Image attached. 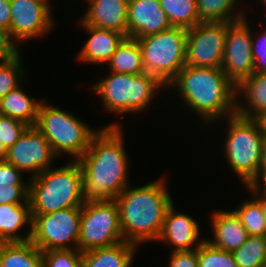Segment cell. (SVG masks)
Segmentation results:
<instances>
[{
	"instance_id": "obj_1",
	"label": "cell",
	"mask_w": 266,
	"mask_h": 267,
	"mask_svg": "<svg viewBox=\"0 0 266 267\" xmlns=\"http://www.w3.org/2000/svg\"><path fill=\"white\" fill-rule=\"evenodd\" d=\"M123 131L116 122L99 128L86 152L77 160L82 169L85 202L113 200L130 185V162Z\"/></svg>"
},
{
	"instance_id": "obj_2",
	"label": "cell",
	"mask_w": 266,
	"mask_h": 267,
	"mask_svg": "<svg viewBox=\"0 0 266 267\" xmlns=\"http://www.w3.org/2000/svg\"><path fill=\"white\" fill-rule=\"evenodd\" d=\"M204 123L212 124L236 114L237 86L221 68L185 65L167 85ZM204 119V120H203Z\"/></svg>"
},
{
	"instance_id": "obj_3",
	"label": "cell",
	"mask_w": 266,
	"mask_h": 267,
	"mask_svg": "<svg viewBox=\"0 0 266 267\" xmlns=\"http://www.w3.org/2000/svg\"><path fill=\"white\" fill-rule=\"evenodd\" d=\"M162 177L144 186H127L114 200L123 239L137 246L157 241L167 209L174 203Z\"/></svg>"
},
{
	"instance_id": "obj_4",
	"label": "cell",
	"mask_w": 266,
	"mask_h": 267,
	"mask_svg": "<svg viewBox=\"0 0 266 267\" xmlns=\"http://www.w3.org/2000/svg\"><path fill=\"white\" fill-rule=\"evenodd\" d=\"M42 171L29 180L31 214H47L82 207L84 204L82 169L77 160ZM71 161V162H70Z\"/></svg>"
},
{
	"instance_id": "obj_5",
	"label": "cell",
	"mask_w": 266,
	"mask_h": 267,
	"mask_svg": "<svg viewBox=\"0 0 266 267\" xmlns=\"http://www.w3.org/2000/svg\"><path fill=\"white\" fill-rule=\"evenodd\" d=\"M92 87L101 97L105 110L117 115L145 111L154 94L167 88L156 76L148 73L132 75L111 71L108 77Z\"/></svg>"
},
{
	"instance_id": "obj_6",
	"label": "cell",
	"mask_w": 266,
	"mask_h": 267,
	"mask_svg": "<svg viewBox=\"0 0 266 267\" xmlns=\"http://www.w3.org/2000/svg\"><path fill=\"white\" fill-rule=\"evenodd\" d=\"M67 110L47 104L45 98L38 109L36 128L49 142L58 157L65 153L78 160L88 149L92 137L99 129H91L84 121Z\"/></svg>"
},
{
	"instance_id": "obj_7",
	"label": "cell",
	"mask_w": 266,
	"mask_h": 267,
	"mask_svg": "<svg viewBox=\"0 0 266 267\" xmlns=\"http://www.w3.org/2000/svg\"><path fill=\"white\" fill-rule=\"evenodd\" d=\"M226 120L228 132L224 140V155L246 187L259 172L264 135L257 119L234 114Z\"/></svg>"
},
{
	"instance_id": "obj_8",
	"label": "cell",
	"mask_w": 266,
	"mask_h": 267,
	"mask_svg": "<svg viewBox=\"0 0 266 267\" xmlns=\"http://www.w3.org/2000/svg\"><path fill=\"white\" fill-rule=\"evenodd\" d=\"M187 33V29L171 27L136 39L145 73L156 76L167 87L185 66Z\"/></svg>"
},
{
	"instance_id": "obj_9",
	"label": "cell",
	"mask_w": 266,
	"mask_h": 267,
	"mask_svg": "<svg viewBox=\"0 0 266 267\" xmlns=\"http://www.w3.org/2000/svg\"><path fill=\"white\" fill-rule=\"evenodd\" d=\"M124 241L116 201H86L81 207L78 250L87 252Z\"/></svg>"
},
{
	"instance_id": "obj_10",
	"label": "cell",
	"mask_w": 266,
	"mask_h": 267,
	"mask_svg": "<svg viewBox=\"0 0 266 267\" xmlns=\"http://www.w3.org/2000/svg\"><path fill=\"white\" fill-rule=\"evenodd\" d=\"M31 215L32 232L30 241L41 252L59 249H78L81 207L66 208L47 214Z\"/></svg>"
},
{
	"instance_id": "obj_11",
	"label": "cell",
	"mask_w": 266,
	"mask_h": 267,
	"mask_svg": "<svg viewBox=\"0 0 266 267\" xmlns=\"http://www.w3.org/2000/svg\"><path fill=\"white\" fill-rule=\"evenodd\" d=\"M231 23H199L188 29L185 65L221 68L226 36Z\"/></svg>"
},
{
	"instance_id": "obj_12",
	"label": "cell",
	"mask_w": 266,
	"mask_h": 267,
	"mask_svg": "<svg viewBox=\"0 0 266 267\" xmlns=\"http://www.w3.org/2000/svg\"><path fill=\"white\" fill-rule=\"evenodd\" d=\"M248 22L247 17L232 22L224 46L221 69L236 86L254 73L253 32Z\"/></svg>"
},
{
	"instance_id": "obj_13",
	"label": "cell",
	"mask_w": 266,
	"mask_h": 267,
	"mask_svg": "<svg viewBox=\"0 0 266 267\" xmlns=\"http://www.w3.org/2000/svg\"><path fill=\"white\" fill-rule=\"evenodd\" d=\"M55 158L57 156L44 135L36 126H29L22 136L7 149L5 160L22 173H31L32 178L49 169Z\"/></svg>"
},
{
	"instance_id": "obj_14",
	"label": "cell",
	"mask_w": 266,
	"mask_h": 267,
	"mask_svg": "<svg viewBox=\"0 0 266 267\" xmlns=\"http://www.w3.org/2000/svg\"><path fill=\"white\" fill-rule=\"evenodd\" d=\"M51 9L39 0H10L11 40L18 46L19 42L48 34L55 22Z\"/></svg>"
},
{
	"instance_id": "obj_15",
	"label": "cell",
	"mask_w": 266,
	"mask_h": 267,
	"mask_svg": "<svg viewBox=\"0 0 266 267\" xmlns=\"http://www.w3.org/2000/svg\"><path fill=\"white\" fill-rule=\"evenodd\" d=\"M171 27L160 0H128L127 38L136 40Z\"/></svg>"
},
{
	"instance_id": "obj_16",
	"label": "cell",
	"mask_w": 266,
	"mask_h": 267,
	"mask_svg": "<svg viewBox=\"0 0 266 267\" xmlns=\"http://www.w3.org/2000/svg\"><path fill=\"white\" fill-rule=\"evenodd\" d=\"M175 209L174 203L167 209L163 228L156 242L172 245L173 251L197 249L206 240L199 237L201 233L197 221L185 213L176 212Z\"/></svg>"
},
{
	"instance_id": "obj_17",
	"label": "cell",
	"mask_w": 266,
	"mask_h": 267,
	"mask_svg": "<svg viewBox=\"0 0 266 267\" xmlns=\"http://www.w3.org/2000/svg\"><path fill=\"white\" fill-rule=\"evenodd\" d=\"M89 8L81 21L84 24L113 30L127 38L128 0H85Z\"/></svg>"
},
{
	"instance_id": "obj_18",
	"label": "cell",
	"mask_w": 266,
	"mask_h": 267,
	"mask_svg": "<svg viewBox=\"0 0 266 267\" xmlns=\"http://www.w3.org/2000/svg\"><path fill=\"white\" fill-rule=\"evenodd\" d=\"M213 238L206 239L212 246L233 252L246 242L249 236L242 225L241 219L234 210L215 211L211 215Z\"/></svg>"
},
{
	"instance_id": "obj_19",
	"label": "cell",
	"mask_w": 266,
	"mask_h": 267,
	"mask_svg": "<svg viewBox=\"0 0 266 267\" xmlns=\"http://www.w3.org/2000/svg\"><path fill=\"white\" fill-rule=\"evenodd\" d=\"M79 23L90 35L78 54L79 60L90 64H107L111 55L126 37L113 30L84 24L81 20Z\"/></svg>"
},
{
	"instance_id": "obj_20",
	"label": "cell",
	"mask_w": 266,
	"mask_h": 267,
	"mask_svg": "<svg viewBox=\"0 0 266 267\" xmlns=\"http://www.w3.org/2000/svg\"><path fill=\"white\" fill-rule=\"evenodd\" d=\"M26 225V226H25ZM27 228L25 235L17 231ZM32 232L30 203L0 204V243L28 242Z\"/></svg>"
},
{
	"instance_id": "obj_21",
	"label": "cell",
	"mask_w": 266,
	"mask_h": 267,
	"mask_svg": "<svg viewBox=\"0 0 266 267\" xmlns=\"http://www.w3.org/2000/svg\"><path fill=\"white\" fill-rule=\"evenodd\" d=\"M241 95L247 101L244 104L239 99ZM265 112L266 74L254 72L237 85L236 114L249 119H257Z\"/></svg>"
},
{
	"instance_id": "obj_22",
	"label": "cell",
	"mask_w": 266,
	"mask_h": 267,
	"mask_svg": "<svg viewBox=\"0 0 266 267\" xmlns=\"http://www.w3.org/2000/svg\"><path fill=\"white\" fill-rule=\"evenodd\" d=\"M137 247L122 241L110 247L82 252V267H130Z\"/></svg>"
},
{
	"instance_id": "obj_23",
	"label": "cell",
	"mask_w": 266,
	"mask_h": 267,
	"mask_svg": "<svg viewBox=\"0 0 266 267\" xmlns=\"http://www.w3.org/2000/svg\"><path fill=\"white\" fill-rule=\"evenodd\" d=\"M26 93L19 85L1 98L0 114L20 120L28 126H35L38 119V109L43 98L36 100Z\"/></svg>"
},
{
	"instance_id": "obj_24",
	"label": "cell",
	"mask_w": 266,
	"mask_h": 267,
	"mask_svg": "<svg viewBox=\"0 0 266 267\" xmlns=\"http://www.w3.org/2000/svg\"><path fill=\"white\" fill-rule=\"evenodd\" d=\"M0 267H43L42 252L31 241L0 243Z\"/></svg>"
},
{
	"instance_id": "obj_25",
	"label": "cell",
	"mask_w": 266,
	"mask_h": 267,
	"mask_svg": "<svg viewBox=\"0 0 266 267\" xmlns=\"http://www.w3.org/2000/svg\"><path fill=\"white\" fill-rule=\"evenodd\" d=\"M111 72L138 75L145 73L137 40L125 38L107 62Z\"/></svg>"
},
{
	"instance_id": "obj_26",
	"label": "cell",
	"mask_w": 266,
	"mask_h": 267,
	"mask_svg": "<svg viewBox=\"0 0 266 267\" xmlns=\"http://www.w3.org/2000/svg\"><path fill=\"white\" fill-rule=\"evenodd\" d=\"M235 3L238 0H196L198 20L200 23H223L245 18L244 12H233Z\"/></svg>"
},
{
	"instance_id": "obj_27",
	"label": "cell",
	"mask_w": 266,
	"mask_h": 267,
	"mask_svg": "<svg viewBox=\"0 0 266 267\" xmlns=\"http://www.w3.org/2000/svg\"><path fill=\"white\" fill-rule=\"evenodd\" d=\"M172 27L191 29L199 24L196 0H160Z\"/></svg>"
},
{
	"instance_id": "obj_28",
	"label": "cell",
	"mask_w": 266,
	"mask_h": 267,
	"mask_svg": "<svg viewBox=\"0 0 266 267\" xmlns=\"http://www.w3.org/2000/svg\"><path fill=\"white\" fill-rule=\"evenodd\" d=\"M237 267L266 265V236H248L246 242L232 252Z\"/></svg>"
},
{
	"instance_id": "obj_29",
	"label": "cell",
	"mask_w": 266,
	"mask_h": 267,
	"mask_svg": "<svg viewBox=\"0 0 266 267\" xmlns=\"http://www.w3.org/2000/svg\"><path fill=\"white\" fill-rule=\"evenodd\" d=\"M242 202L234 211L241 219L242 225L249 236H266V224L261 203L252 196Z\"/></svg>"
},
{
	"instance_id": "obj_30",
	"label": "cell",
	"mask_w": 266,
	"mask_h": 267,
	"mask_svg": "<svg viewBox=\"0 0 266 267\" xmlns=\"http://www.w3.org/2000/svg\"><path fill=\"white\" fill-rule=\"evenodd\" d=\"M20 51L9 61L0 63V99L16 89L25 76Z\"/></svg>"
},
{
	"instance_id": "obj_31",
	"label": "cell",
	"mask_w": 266,
	"mask_h": 267,
	"mask_svg": "<svg viewBox=\"0 0 266 267\" xmlns=\"http://www.w3.org/2000/svg\"><path fill=\"white\" fill-rule=\"evenodd\" d=\"M199 267H237L232 252L218 249L208 241L197 248Z\"/></svg>"
},
{
	"instance_id": "obj_32",
	"label": "cell",
	"mask_w": 266,
	"mask_h": 267,
	"mask_svg": "<svg viewBox=\"0 0 266 267\" xmlns=\"http://www.w3.org/2000/svg\"><path fill=\"white\" fill-rule=\"evenodd\" d=\"M43 267H82V252L78 249L42 251Z\"/></svg>"
},
{
	"instance_id": "obj_33",
	"label": "cell",
	"mask_w": 266,
	"mask_h": 267,
	"mask_svg": "<svg viewBox=\"0 0 266 267\" xmlns=\"http://www.w3.org/2000/svg\"><path fill=\"white\" fill-rule=\"evenodd\" d=\"M29 126L10 116L0 114V140L9 149Z\"/></svg>"
},
{
	"instance_id": "obj_34",
	"label": "cell",
	"mask_w": 266,
	"mask_h": 267,
	"mask_svg": "<svg viewBox=\"0 0 266 267\" xmlns=\"http://www.w3.org/2000/svg\"><path fill=\"white\" fill-rule=\"evenodd\" d=\"M29 202V185H0V204Z\"/></svg>"
},
{
	"instance_id": "obj_35",
	"label": "cell",
	"mask_w": 266,
	"mask_h": 267,
	"mask_svg": "<svg viewBox=\"0 0 266 267\" xmlns=\"http://www.w3.org/2000/svg\"><path fill=\"white\" fill-rule=\"evenodd\" d=\"M22 171L6 160H0V185H29L24 182Z\"/></svg>"
},
{
	"instance_id": "obj_36",
	"label": "cell",
	"mask_w": 266,
	"mask_h": 267,
	"mask_svg": "<svg viewBox=\"0 0 266 267\" xmlns=\"http://www.w3.org/2000/svg\"><path fill=\"white\" fill-rule=\"evenodd\" d=\"M169 267H199L197 249L191 251H172Z\"/></svg>"
},
{
	"instance_id": "obj_37",
	"label": "cell",
	"mask_w": 266,
	"mask_h": 267,
	"mask_svg": "<svg viewBox=\"0 0 266 267\" xmlns=\"http://www.w3.org/2000/svg\"><path fill=\"white\" fill-rule=\"evenodd\" d=\"M21 49L11 40L8 32L0 29V63L15 57Z\"/></svg>"
},
{
	"instance_id": "obj_38",
	"label": "cell",
	"mask_w": 266,
	"mask_h": 267,
	"mask_svg": "<svg viewBox=\"0 0 266 267\" xmlns=\"http://www.w3.org/2000/svg\"><path fill=\"white\" fill-rule=\"evenodd\" d=\"M265 182H266V136H263L262 155H261L259 172L257 174V177L248 186L261 187Z\"/></svg>"
},
{
	"instance_id": "obj_39",
	"label": "cell",
	"mask_w": 266,
	"mask_h": 267,
	"mask_svg": "<svg viewBox=\"0 0 266 267\" xmlns=\"http://www.w3.org/2000/svg\"><path fill=\"white\" fill-rule=\"evenodd\" d=\"M11 10L10 0H0V29L10 31Z\"/></svg>"
},
{
	"instance_id": "obj_40",
	"label": "cell",
	"mask_w": 266,
	"mask_h": 267,
	"mask_svg": "<svg viewBox=\"0 0 266 267\" xmlns=\"http://www.w3.org/2000/svg\"><path fill=\"white\" fill-rule=\"evenodd\" d=\"M260 54H266V27L256 37L252 35V57L255 59Z\"/></svg>"
},
{
	"instance_id": "obj_41",
	"label": "cell",
	"mask_w": 266,
	"mask_h": 267,
	"mask_svg": "<svg viewBox=\"0 0 266 267\" xmlns=\"http://www.w3.org/2000/svg\"><path fill=\"white\" fill-rule=\"evenodd\" d=\"M246 188L248 189L249 194L251 193L252 196H254L261 203L262 212L266 224V192L262 189V187L246 186L245 189Z\"/></svg>"
},
{
	"instance_id": "obj_42",
	"label": "cell",
	"mask_w": 266,
	"mask_h": 267,
	"mask_svg": "<svg viewBox=\"0 0 266 267\" xmlns=\"http://www.w3.org/2000/svg\"><path fill=\"white\" fill-rule=\"evenodd\" d=\"M254 72L266 74V54H260L254 59Z\"/></svg>"
},
{
	"instance_id": "obj_43",
	"label": "cell",
	"mask_w": 266,
	"mask_h": 267,
	"mask_svg": "<svg viewBox=\"0 0 266 267\" xmlns=\"http://www.w3.org/2000/svg\"><path fill=\"white\" fill-rule=\"evenodd\" d=\"M257 121L261 126L263 135L266 136V112L263 113L260 117H258Z\"/></svg>"
},
{
	"instance_id": "obj_44",
	"label": "cell",
	"mask_w": 266,
	"mask_h": 267,
	"mask_svg": "<svg viewBox=\"0 0 266 267\" xmlns=\"http://www.w3.org/2000/svg\"><path fill=\"white\" fill-rule=\"evenodd\" d=\"M7 156V149L0 140V160H5Z\"/></svg>"
},
{
	"instance_id": "obj_45",
	"label": "cell",
	"mask_w": 266,
	"mask_h": 267,
	"mask_svg": "<svg viewBox=\"0 0 266 267\" xmlns=\"http://www.w3.org/2000/svg\"><path fill=\"white\" fill-rule=\"evenodd\" d=\"M39 1H42V2H44L47 6H49L50 8H51V5L49 4L50 2V0H39Z\"/></svg>"
},
{
	"instance_id": "obj_46",
	"label": "cell",
	"mask_w": 266,
	"mask_h": 267,
	"mask_svg": "<svg viewBox=\"0 0 266 267\" xmlns=\"http://www.w3.org/2000/svg\"><path fill=\"white\" fill-rule=\"evenodd\" d=\"M258 1V0H257ZM263 4V7L266 9V0H259V3Z\"/></svg>"
},
{
	"instance_id": "obj_47",
	"label": "cell",
	"mask_w": 266,
	"mask_h": 267,
	"mask_svg": "<svg viewBox=\"0 0 266 267\" xmlns=\"http://www.w3.org/2000/svg\"><path fill=\"white\" fill-rule=\"evenodd\" d=\"M263 186L264 187L262 189L266 192V182L263 184Z\"/></svg>"
}]
</instances>
